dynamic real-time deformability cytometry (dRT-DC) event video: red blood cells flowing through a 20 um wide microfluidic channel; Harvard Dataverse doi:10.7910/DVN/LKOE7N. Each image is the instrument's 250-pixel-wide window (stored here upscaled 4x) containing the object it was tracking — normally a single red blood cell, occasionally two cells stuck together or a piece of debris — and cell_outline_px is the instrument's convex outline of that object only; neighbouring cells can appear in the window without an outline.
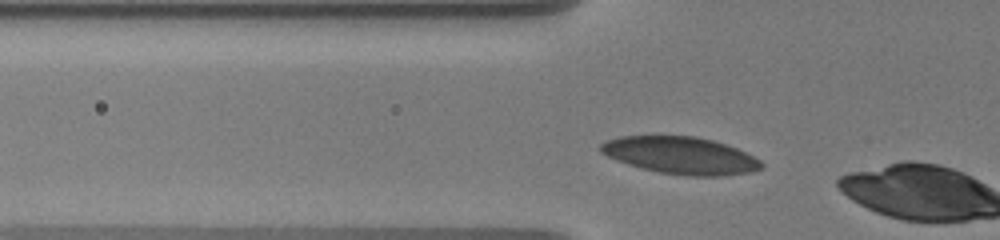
{"species": "human", "species_latin": "Homo sapiens", "temperature_condition": "warm", "stored_images_in_passage": 3, "camera_frame_rate_fps": 3000, "um_per_image_px": 0.085, "donor": {"sex": "male"}, "frame": {"image": 1, "passage_image": 2, "time_ms": 0.333, "image_size_px": [1000, 240], "cell_outline_px": [[764, 164], [760, 168], [752, 172], [720, 176], [688, 176], [660, 172], [628, 164], [616, 160], [600, 152], [600, 144], [608, 140], [620, 136], [696, 136], [712, 140], [736, 148], [760, 160]], "centroid_in_image_um": [57.85, 13.21], "position_along_channel_um": 67.9, "area_um2": 34.51}}